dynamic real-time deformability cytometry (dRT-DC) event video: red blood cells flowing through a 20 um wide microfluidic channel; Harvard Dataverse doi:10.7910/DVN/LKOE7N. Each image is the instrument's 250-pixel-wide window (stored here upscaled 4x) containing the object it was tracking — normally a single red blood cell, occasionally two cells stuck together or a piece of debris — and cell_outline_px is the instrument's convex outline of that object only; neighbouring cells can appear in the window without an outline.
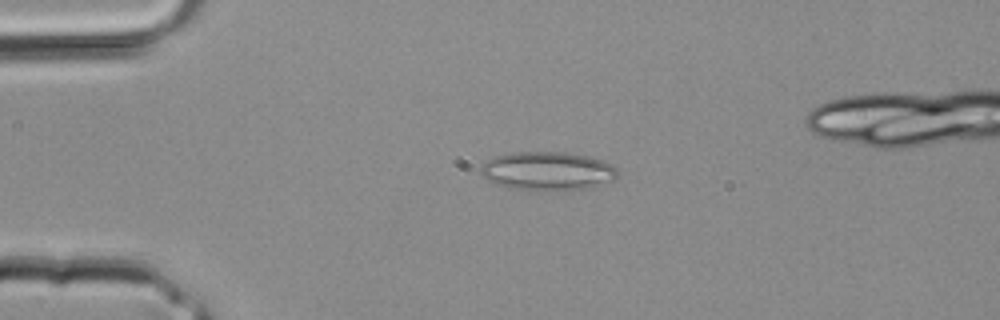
{"species": "common noctule bat (a hibernating species)", "species_latin": "Nyctalus noctula", "temperature_condition": "room temperature", "stored_images_in_passage": 3, "camera_frame_rate_fps": 3000, "um_per_image_px": 0.085, "animal": {"sex": "male", "body_mass_g": 20.4}, "frame": {"image": 1, "passage_image": 2, "time_ms": 0.333, "image_size_px": [1000, 320], "cell_outline_px": [[620, 168], [616, 176], [612, 180], [592, 188], [572, 192], [540, 192], [508, 188], [496, 184], [488, 180], [480, 172], [480, 168], [488, 160], [496, 156], [512, 152], [564, 152], [588, 156], [612, 164]], "centroid_in_image_um": [46.59, 14.59], "position_along_channel_um": 38.4, "area_um2": 31.73}}